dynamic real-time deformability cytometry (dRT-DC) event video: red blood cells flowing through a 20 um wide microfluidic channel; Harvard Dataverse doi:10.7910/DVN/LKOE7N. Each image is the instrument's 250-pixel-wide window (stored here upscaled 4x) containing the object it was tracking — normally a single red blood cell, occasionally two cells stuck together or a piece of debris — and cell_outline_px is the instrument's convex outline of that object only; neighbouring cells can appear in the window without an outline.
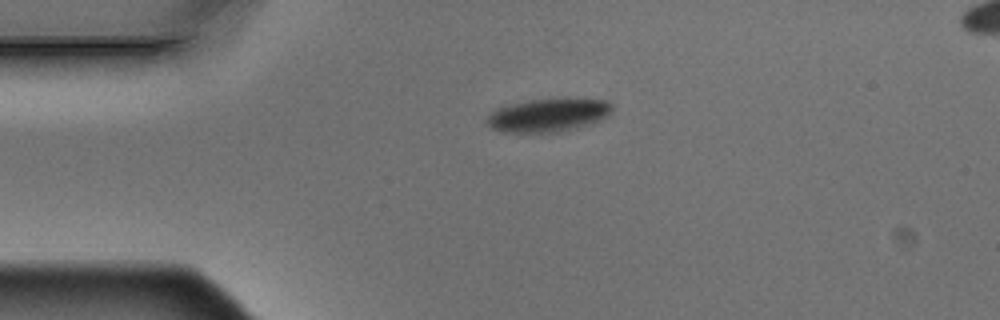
{"species": "Egyptian fruit bat (a non-hibernating species)", "species_latin": "Rousettus aegyptiacus", "temperature_condition": "warm", "stored_images_in_passage": 3, "segment_of_instrument_passage": [1, 2], "camera_frame_rate_fps": 3000, "um_per_image_px": 0.085, "animal": {"sex": "male"}, "frame": {"image": 1, "passage_image": 1, "time_ms": 0.0, "image_size_px": [1000, 320], "cell_outline_px": [[612, 112], [608, 116], [576, 128], [560, 132], [504, 132], [488, 128], [484, 120], [496, 108], [512, 104], [532, 100], [604, 100], [612, 104]], "centroid_in_image_um": [46.52, 9.82], "position_along_channel_um": 38.5, "area_um2": 23.76}}